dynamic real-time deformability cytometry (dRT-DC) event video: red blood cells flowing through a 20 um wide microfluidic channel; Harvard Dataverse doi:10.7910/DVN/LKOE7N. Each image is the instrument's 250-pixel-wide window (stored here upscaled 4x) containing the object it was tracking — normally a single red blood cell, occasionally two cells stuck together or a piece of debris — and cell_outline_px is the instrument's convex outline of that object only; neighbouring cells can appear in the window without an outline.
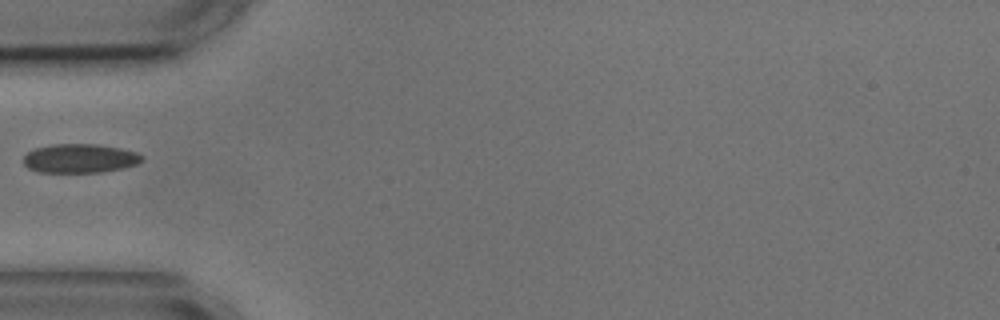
{"species": "common noctule bat (a hibernating species)", "species_latin": "Nyctalus noctula", "temperature_condition": "cold", "stored_images_in_passage": 1, "camera_frame_rate_fps": 3000, "um_per_image_px": 0.085, "animal": {"sex": "male", "body_mass_g": 17.9, "forearm_length_mm": 54.2}, "frame": {"image": 1, "passage_image": 1, "time_ms": 0.0, "image_size_px": [1000, 320], "cell_outline_px": [[144, 160], [136, 164], [124, 168], [100, 172], [36, 172], [28, 168], [24, 164], [24, 156], [28, 152], [36, 148], [52, 144], [96, 144], [120, 148], [136, 152], [144, 156]], "centroid_in_image_um": [6.8, 13.46], "position_along_channel_um": 78.2, "area_um2": 20.06}}